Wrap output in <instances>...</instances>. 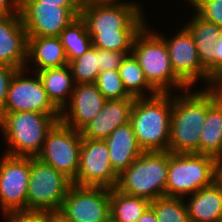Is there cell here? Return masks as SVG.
Listing matches in <instances>:
<instances>
[{"mask_svg":"<svg viewBox=\"0 0 222 222\" xmlns=\"http://www.w3.org/2000/svg\"><path fill=\"white\" fill-rule=\"evenodd\" d=\"M172 102L170 93L134 99L130 122L143 151H168Z\"/></svg>","mask_w":222,"mask_h":222,"instance_id":"obj_1","label":"cell"},{"mask_svg":"<svg viewBox=\"0 0 222 222\" xmlns=\"http://www.w3.org/2000/svg\"><path fill=\"white\" fill-rule=\"evenodd\" d=\"M187 92V93H186ZM207 112V88L173 96L168 151L199 154V141Z\"/></svg>","mask_w":222,"mask_h":222,"instance_id":"obj_2","label":"cell"},{"mask_svg":"<svg viewBox=\"0 0 222 222\" xmlns=\"http://www.w3.org/2000/svg\"><path fill=\"white\" fill-rule=\"evenodd\" d=\"M219 178L220 161L216 157L168 151L165 196L184 198L212 185Z\"/></svg>","mask_w":222,"mask_h":222,"instance_id":"obj_3","label":"cell"},{"mask_svg":"<svg viewBox=\"0 0 222 222\" xmlns=\"http://www.w3.org/2000/svg\"><path fill=\"white\" fill-rule=\"evenodd\" d=\"M61 115L38 112L0 113V128L11 156L37 157L48 132L60 121Z\"/></svg>","mask_w":222,"mask_h":222,"instance_id":"obj_4","label":"cell"},{"mask_svg":"<svg viewBox=\"0 0 222 222\" xmlns=\"http://www.w3.org/2000/svg\"><path fill=\"white\" fill-rule=\"evenodd\" d=\"M148 28H142L132 46L146 79L159 93H170L172 87L187 91L190 87L174 72L165 41Z\"/></svg>","mask_w":222,"mask_h":222,"instance_id":"obj_5","label":"cell"},{"mask_svg":"<svg viewBox=\"0 0 222 222\" xmlns=\"http://www.w3.org/2000/svg\"><path fill=\"white\" fill-rule=\"evenodd\" d=\"M168 151L143 153L118 177L116 188L128 195L153 200L165 196Z\"/></svg>","mask_w":222,"mask_h":222,"instance_id":"obj_6","label":"cell"},{"mask_svg":"<svg viewBox=\"0 0 222 222\" xmlns=\"http://www.w3.org/2000/svg\"><path fill=\"white\" fill-rule=\"evenodd\" d=\"M133 3H122L118 0H84L80 16L86 22L89 34L142 30L146 25L144 13H141L138 3Z\"/></svg>","mask_w":222,"mask_h":222,"instance_id":"obj_7","label":"cell"},{"mask_svg":"<svg viewBox=\"0 0 222 222\" xmlns=\"http://www.w3.org/2000/svg\"><path fill=\"white\" fill-rule=\"evenodd\" d=\"M73 182L62 172L31 157L26 209L58 212Z\"/></svg>","mask_w":222,"mask_h":222,"instance_id":"obj_8","label":"cell"},{"mask_svg":"<svg viewBox=\"0 0 222 222\" xmlns=\"http://www.w3.org/2000/svg\"><path fill=\"white\" fill-rule=\"evenodd\" d=\"M82 139L80 131L58 121L48 132L37 158L73 181L78 174Z\"/></svg>","mask_w":222,"mask_h":222,"instance_id":"obj_9","label":"cell"},{"mask_svg":"<svg viewBox=\"0 0 222 222\" xmlns=\"http://www.w3.org/2000/svg\"><path fill=\"white\" fill-rule=\"evenodd\" d=\"M71 222H106L110 188L72 184L59 211Z\"/></svg>","mask_w":222,"mask_h":222,"instance_id":"obj_10","label":"cell"},{"mask_svg":"<svg viewBox=\"0 0 222 222\" xmlns=\"http://www.w3.org/2000/svg\"><path fill=\"white\" fill-rule=\"evenodd\" d=\"M25 75V68L15 72L8 88L6 103L0 113L29 111L61 115V111L49 99L38 73L33 78Z\"/></svg>","mask_w":222,"mask_h":222,"instance_id":"obj_11","label":"cell"},{"mask_svg":"<svg viewBox=\"0 0 222 222\" xmlns=\"http://www.w3.org/2000/svg\"><path fill=\"white\" fill-rule=\"evenodd\" d=\"M119 175L111 166L105 140L82 139L79 168L73 184L115 188Z\"/></svg>","mask_w":222,"mask_h":222,"instance_id":"obj_12","label":"cell"},{"mask_svg":"<svg viewBox=\"0 0 222 222\" xmlns=\"http://www.w3.org/2000/svg\"><path fill=\"white\" fill-rule=\"evenodd\" d=\"M82 7H59L42 2H23L19 6L27 36H60V33L75 18Z\"/></svg>","mask_w":222,"mask_h":222,"instance_id":"obj_13","label":"cell"},{"mask_svg":"<svg viewBox=\"0 0 222 222\" xmlns=\"http://www.w3.org/2000/svg\"><path fill=\"white\" fill-rule=\"evenodd\" d=\"M31 157L4 154L0 160V205L3 213L26 209Z\"/></svg>","mask_w":222,"mask_h":222,"instance_id":"obj_14","label":"cell"},{"mask_svg":"<svg viewBox=\"0 0 222 222\" xmlns=\"http://www.w3.org/2000/svg\"><path fill=\"white\" fill-rule=\"evenodd\" d=\"M166 43L171 65L174 72L191 88L196 81L203 78L209 82L207 88L216 87L218 84L208 75L202 67L193 35L184 26L173 38L166 39L158 34Z\"/></svg>","mask_w":222,"mask_h":222,"instance_id":"obj_15","label":"cell"},{"mask_svg":"<svg viewBox=\"0 0 222 222\" xmlns=\"http://www.w3.org/2000/svg\"><path fill=\"white\" fill-rule=\"evenodd\" d=\"M106 101L95 83L75 84L69 104L61 110L60 121L81 131L100 113Z\"/></svg>","mask_w":222,"mask_h":222,"instance_id":"obj_16","label":"cell"},{"mask_svg":"<svg viewBox=\"0 0 222 222\" xmlns=\"http://www.w3.org/2000/svg\"><path fill=\"white\" fill-rule=\"evenodd\" d=\"M27 47L28 36L20 12L0 17V63L17 69L27 67Z\"/></svg>","mask_w":222,"mask_h":222,"instance_id":"obj_17","label":"cell"},{"mask_svg":"<svg viewBox=\"0 0 222 222\" xmlns=\"http://www.w3.org/2000/svg\"><path fill=\"white\" fill-rule=\"evenodd\" d=\"M134 99L107 100L100 113L80 131L82 138L105 140L115 128L130 122Z\"/></svg>","mask_w":222,"mask_h":222,"instance_id":"obj_18","label":"cell"},{"mask_svg":"<svg viewBox=\"0 0 222 222\" xmlns=\"http://www.w3.org/2000/svg\"><path fill=\"white\" fill-rule=\"evenodd\" d=\"M199 154H207L222 161V91L207 88V112L199 141Z\"/></svg>","mask_w":222,"mask_h":222,"instance_id":"obj_19","label":"cell"},{"mask_svg":"<svg viewBox=\"0 0 222 222\" xmlns=\"http://www.w3.org/2000/svg\"><path fill=\"white\" fill-rule=\"evenodd\" d=\"M105 142L108 146L111 166L118 175L143 153L137 143L131 122L115 128Z\"/></svg>","mask_w":222,"mask_h":222,"instance_id":"obj_20","label":"cell"},{"mask_svg":"<svg viewBox=\"0 0 222 222\" xmlns=\"http://www.w3.org/2000/svg\"><path fill=\"white\" fill-rule=\"evenodd\" d=\"M185 203L190 222H222V179L191 194Z\"/></svg>","mask_w":222,"mask_h":222,"instance_id":"obj_21","label":"cell"},{"mask_svg":"<svg viewBox=\"0 0 222 222\" xmlns=\"http://www.w3.org/2000/svg\"><path fill=\"white\" fill-rule=\"evenodd\" d=\"M27 58L35 62V72L68 65L59 36H28Z\"/></svg>","mask_w":222,"mask_h":222,"instance_id":"obj_22","label":"cell"},{"mask_svg":"<svg viewBox=\"0 0 222 222\" xmlns=\"http://www.w3.org/2000/svg\"><path fill=\"white\" fill-rule=\"evenodd\" d=\"M193 16L185 27L193 35L202 67L213 79V50L222 36V28L204 20L197 13Z\"/></svg>","mask_w":222,"mask_h":222,"instance_id":"obj_23","label":"cell"},{"mask_svg":"<svg viewBox=\"0 0 222 222\" xmlns=\"http://www.w3.org/2000/svg\"><path fill=\"white\" fill-rule=\"evenodd\" d=\"M52 103L61 111L71 99L75 82L69 65L37 71ZM74 83V84H73ZM70 95L69 97H67Z\"/></svg>","mask_w":222,"mask_h":222,"instance_id":"obj_24","label":"cell"},{"mask_svg":"<svg viewBox=\"0 0 222 222\" xmlns=\"http://www.w3.org/2000/svg\"><path fill=\"white\" fill-rule=\"evenodd\" d=\"M150 203L145 198L125 194L116 187L110 188V216L118 222H136Z\"/></svg>","mask_w":222,"mask_h":222,"instance_id":"obj_25","label":"cell"},{"mask_svg":"<svg viewBox=\"0 0 222 222\" xmlns=\"http://www.w3.org/2000/svg\"><path fill=\"white\" fill-rule=\"evenodd\" d=\"M119 76L127 93L134 98L146 97L144 90H148L151 96L159 92L148 82L143 70L131 53L126 56L121 66L118 68Z\"/></svg>","mask_w":222,"mask_h":222,"instance_id":"obj_26","label":"cell"},{"mask_svg":"<svg viewBox=\"0 0 222 222\" xmlns=\"http://www.w3.org/2000/svg\"><path fill=\"white\" fill-rule=\"evenodd\" d=\"M59 37L65 49L68 63L82 56L93 46L86 22L81 16L66 26Z\"/></svg>","mask_w":222,"mask_h":222,"instance_id":"obj_27","label":"cell"},{"mask_svg":"<svg viewBox=\"0 0 222 222\" xmlns=\"http://www.w3.org/2000/svg\"><path fill=\"white\" fill-rule=\"evenodd\" d=\"M184 199L162 196L150 203L158 222H190Z\"/></svg>","mask_w":222,"mask_h":222,"instance_id":"obj_28","label":"cell"},{"mask_svg":"<svg viewBox=\"0 0 222 222\" xmlns=\"http://www.w3.org/2000/svg\"><path fill=\"white\" fill-rule=\"evenodd\" d=\"M75 84L95 83L100 73L96 47H91L82 56L68 63Z\"/></svg>","mask_w":222,"mask_h":222,"instance_id":"obj_29","label":"cell"},{"mask_svg":"<svg viewBox=\"0 0 222 222\" xmlns=\"http://www.w3.org/2000/svg\"><path fill=\"white\" fill-rule=\"evenodd\" d=\"M141 30H117V33L89 34L93 47L110 51H132L136 35Z\"/></svg>","mask_w":222,"mask_h":222,"instance_id":"obj_30","label":"cell"},{"mask_svg":"<svg viewBox=\"0 0 222 222\" xmlns=\"http://www.w3.org/2000/svg\"><path fill=\"white\" fill-rule=\"evenodd\" d=\"M95 84L107 100L134 98L125 90L118 70L100 72Z\"/></svg>","mask_w":222,"mask_h":222,"instance_id":"obj_31","label":"cell"},{"mask_svg":"<svg viewBox=\"0 0 222 222\" xmlns=\"http://www.w3.org/2000/svg\"><path fill=\"white\" fill-rule=\"evenodd\" d=\"M195 13L222 28V0H189Z\"/></svg>","mask_w":222,"mask_h":222,"instance_id":"obj_32","label":"cell"},{"mask_svg":"<svg viewBox=\"0 0 222 222\" xmlns=\"http://www.w3.org/2000/svg\"><path fill=\"white\" fill-rule=\"evenodd\" d=\"M131 53L132 51H110L96 47L100 72L118 70L126 56Z\"/></svg>","mask_w":222,"mask_h":222,"instance_id":"obj_33","label":"cell"},{"mask_svg":"<svg viewBox=\"0 0 222 222\" xmlns=\"http://www.w3.org/2000/svg\"><path fill=\"white\" fill-rule=\"evenodd\" d=\"M8 222H46V212L40 210H12L4 213Z\"/></svg>","mask_w":222,"mask_h":222,"instance_id":"obj_34","label":"cell"},{"mask_svg":"<svg viewBox=\"0 0 222 222\" xmlns=\"http://www.w3.org/2000/svg\"><path fill=\"white\" fill-rule=\"evenodd\" d=\"M17 70V68L0 63V111L4 108L11 79Z\"/></svg>","mask_w":222,"mask_h":222,"instance_id":"obj_35","label":"cell"},{"mask_svg":"<svg viewBox=\"0 0 222 222\" xmlns=\"http://www.w3.org/2000/svg\"><path fill=\"white\" fill-rule=\"evenodd\" d=\"M213 80L217 84L222 81V36L213 50Z\"/></svg>","mask_w":222,"mask_h":222,"instance_id":"obj_36","label":"cell"},{"mask_svg":"<svg viewBox=\"0 0 222 222\" xmlns=\"http://www.w3.org/2000/svg\"><path fill=\"white\" fill-rule=\"evenodd\" d=\"M23 2H42L43 4H55L59 7H82L84 0H24Z\"/></svg>","mask_w":222,"mask_h":222,"instance_id":"obj_37","label":"cell"},{"mask_svg":"<svg viewBox=\"0 0 222 222\" xmlns=\"http://www.w3.org/2000/svg\"><path fill=\"white\" fill-rule=\"evenodd\" d=\"M19 6L13 0H0V17L15 15Z\"/></svg>","mask_w":222,"mask_h":222,"instance_id":"obj_38","label":"cell"},{"mask_svg":"<svg viewBox=\"0 0 222 222\" xmlns=\"http://www.w3.org/2000/svg\"><path fill=\"white\" fill-rule=\"evenodd\" d=\"M136 222H158L154 209L149 206Z\"/></svg>","mask_w":222,"mask_h":222,"instance_id":"obj_39","label":"cell"},{"mask_svg":"<svg viewBox=\"0 0 222 222\" xmlns=\"http://www.w3.org/2000/svg\"><path fill=\"white\" fill-rule=\"evenodd\" d=\"M46 222H71L62 213L58 212H46Z\"/></svg>","mask_w":222,"mask_h":222,"instance_id":"obj_40","label":"cell"},{"mask_svg":"<svg viewBox=\"0 0 222 222\" xmlns=\"http://www.w3.org/2000/svg\"><path fill=\"white\" fill-rule=\"evenodd\" d=\"M18 6H20L24 0H13Z\"/></svg>","mask_w":222,"mask_h":222,"instance_id":"obj_41","label":"cell"},{"mask_svg":"<svg viewBox=\"0 0 222 222\" xmlns=\"http://www.w3.org/2000/svg\"><path fill=\"white\" fill-rule=\"evenodd\" d=\"M106 222H118L116 220H114L111 216L106 220Z\"/></svg>","mask_w":222,"mask_h":222,"instance_id":"obj_42","label":"cell"},{"mask_svg":"<svg viewBox=\"0 0 222 222\" xmlns=\"http://www.w3.org/2000/svg\"><path fill=\"white\" fill-rule=\"evenodd\" d=\"M220 178L222 179V161H220Z\"/></svg>","mask_w":222,"mask_h":222,"instance_id":"obj_43","label":"cell"},{"mask_svg":"<svg viewBox=\"0 0 222 222\" xmlns=\"http://www.w3.org/2000/svg\"><path fill=\"white\" fill-rule=\"evenodd\" d=\"M217 87L222 91V81L218 83Z\"/></svg>","mask_w":222,"mask_h":222,"instance_id":"obj_44","label":"cell"}]
</instances>
